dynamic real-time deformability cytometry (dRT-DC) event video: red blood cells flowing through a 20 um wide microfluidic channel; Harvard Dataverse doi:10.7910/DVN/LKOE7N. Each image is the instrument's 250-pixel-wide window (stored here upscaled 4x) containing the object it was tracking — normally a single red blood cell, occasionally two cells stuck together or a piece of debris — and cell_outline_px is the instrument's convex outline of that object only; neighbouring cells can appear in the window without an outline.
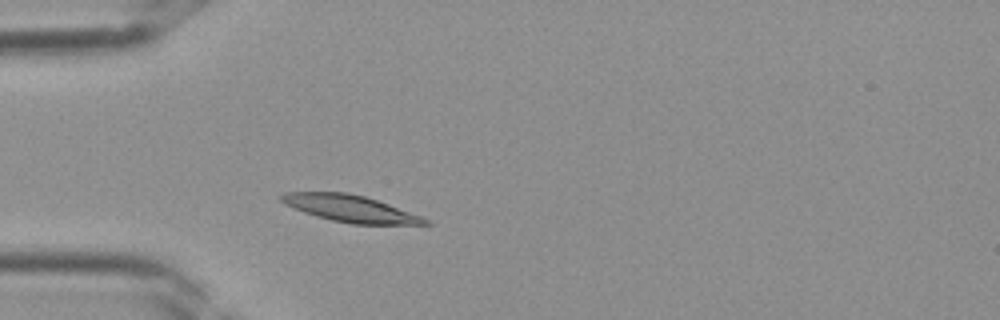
{"species": "Egyptian fruit bat (a non-hibernating species)", "species_latin": "Rousettus aegyptiacus", "temperature_condition": "room temperature", "stored_images_in_passage": 28, "camera_frame_rate_fps": 3000, "um_per_image_px": 0.085, "frame": {"image": 1, "passage_image": 1, "time_ms": 0.0, "image_size_px": [1000, 320], "cell_outline_px": [[432, 224], [352, 224], [332, 220], [316, 216], [304, 212], [284, 204], [276, 196], [284, 192], [348, 192], [364, 196], [388, 204], [420, 216], [428, 220]], "centroid_in_image_um": [29.69, 17.71], "position_along_channel_um": 55.3, "area_um2": 22.25}}
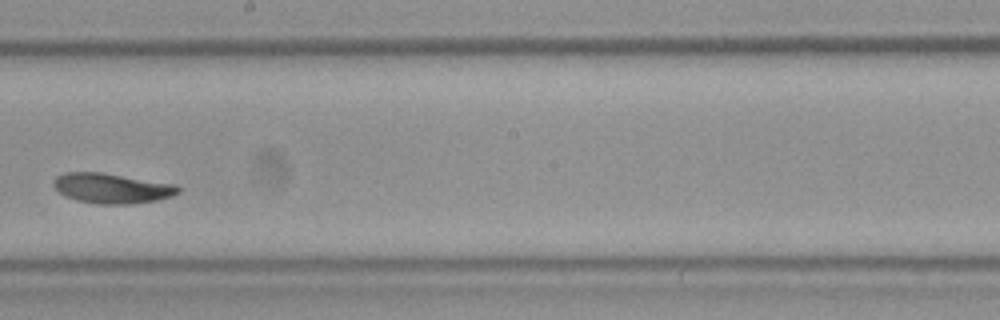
{"frame": {"image": 2, "passage_image": 12, "time_ms": 3.667, "image_size_px": [1000, 320], "cell_outline_px": [[180, 192], [172, 196], [156, 200], [132, 204], [96, 204], [76, 200], [64, 196], [52, 184], [52, 180], [56, 176], [64, 172], [100, 172], [176, 184], [180, 188]], "centroid_in_image_um": [9.49, 16.0], "position_along_channel_um": 238.7, "area_um2": 21.96}}
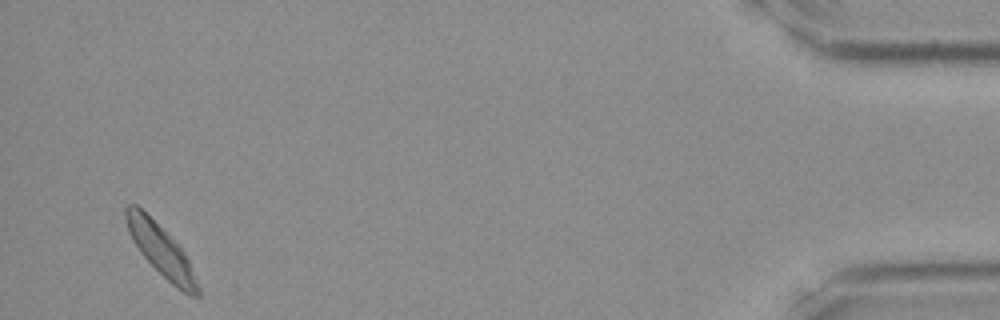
{"frame": {"image": 3, "passage_image": 27, "time_ms": 8.667, "image_size_px": [1000, 320], "cell_outline_px": [[200, 296], [192, 296], [176, 288], [140, 252], [132, 240], [128, 232], [124, 220], [124, 208], [128, 204], [136, 204], [184, 252], [188, 260], [200, 288]], "centroid_in_image_um": [13.65, 21.28], "position_along_channel_um": 421.6, "area_um2": 20.69}}